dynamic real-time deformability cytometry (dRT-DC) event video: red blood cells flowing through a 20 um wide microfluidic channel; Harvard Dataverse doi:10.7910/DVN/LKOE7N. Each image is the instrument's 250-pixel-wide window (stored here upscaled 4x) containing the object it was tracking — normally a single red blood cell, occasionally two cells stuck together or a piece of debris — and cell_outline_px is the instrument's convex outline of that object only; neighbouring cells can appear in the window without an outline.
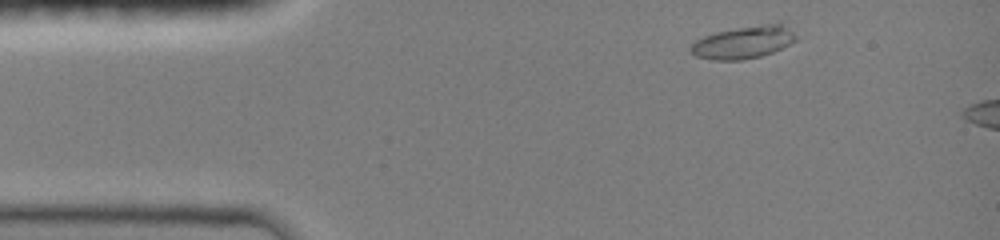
{"species": "common noctule bat (a hibernating species)", "species_latin": "Nyctalus noctula", "temperature_condition": "room temperature", "stored_images_in_passage": 17, "camera_frame_rate_fps": 3000, "um_per_image_px": 0.085, "animal": {"sex": "female", "body_mass_g": 19.0, "forearm_length_mm": 51.5}, "frame": {"image": 1, "passage_image": 2, "time_ms": 0.333, "image_size_px": [1000, 240], "cell_outline_px": [[796, 40], [772, 52], [760, 56], [740, 60], [712, 60], [696, 56], [688, 52], [688, 48], [696, 40], [704, 36], [716, 32], [736, 28], [780, 20], [796, 36]], "centroid_in_image_um": [63.18, 3.57], "position_along_channel_um": 21.8, "area_um2": 20.11}}
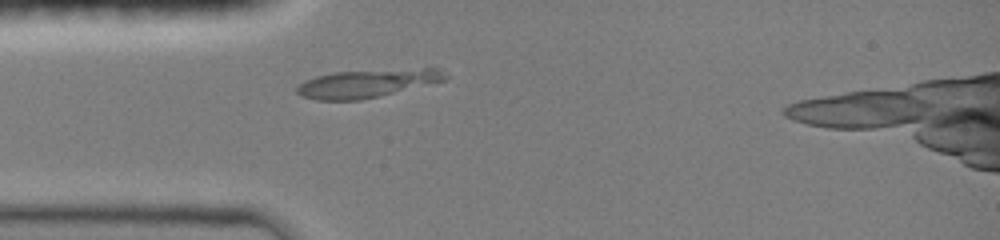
{"frame": {"image": 2, "passage_image": 8, "time_ms": 2.667, "image_size_px": [1000, 240], "cell_outline_px": [[448, 76], [444, 80], [380, 96], [360, 100], [316, 100], [300, 96], [296, 92], [296, 88], [304, 80], [316, 76], [336, 72], [424, 68], [440, 68], [448, 72]], "centroid_in_image_um": [31.2, 7.09], "position_along_channel_um": 53.8, "area_um2": 24.22}}